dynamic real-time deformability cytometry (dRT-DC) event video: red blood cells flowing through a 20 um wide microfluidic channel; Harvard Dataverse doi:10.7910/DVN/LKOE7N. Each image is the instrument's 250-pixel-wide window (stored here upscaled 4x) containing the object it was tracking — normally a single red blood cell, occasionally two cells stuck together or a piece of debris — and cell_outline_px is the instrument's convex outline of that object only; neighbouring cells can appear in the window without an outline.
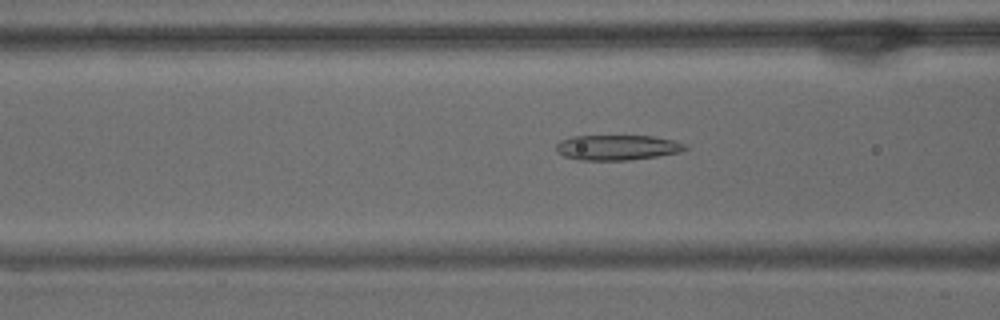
{"species": "common noctule bat (a hibernating species)", "species_latin": "Nyctalus noctula", "temperature_condition": "warm", "stored_images_in_passage": 55, "camera_frame_rate_fps": 3000, "um_per_image_px": 0.085, "animal": {"sex": "male", "body_mass_g": 15.6}, "frame": {"image": 1, "passage_image": 21, "time_ms": 6.667, "image_size_px": [1000, 320], "cell_outline_px": [[688, 148], [680, 152], [656, 156], [628, 160], [580, 160], [564, 156], [556, 152], [556, 144], [560, 140], [572, 136], [652, 136], [672, 140], [688, 144]], "centroid_in_image_um": [52.45, 12.53], "position_along_channel_um": 114.1, "area_um2": 18.96}}
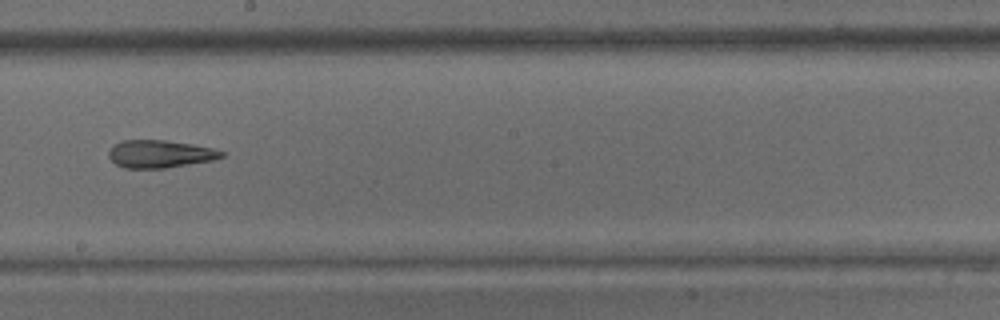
{"frame": {"image": 2, "passage_image": 31, "time_ms": 10.0, "image_size_px": [1000, 320], "cell_outline_px": [[224, 156], [212, 160], [164, 168], [124, 168], [116, 164], [108, 156], [108, 152], [112, 144], [124, 140], [164, 140], [192, 144], [212, 148], [224, 152]], "centroid_in_image_um": [13.55, 13.08], "position_along_channel_um": 234.6, "area_um2": 18.09}}
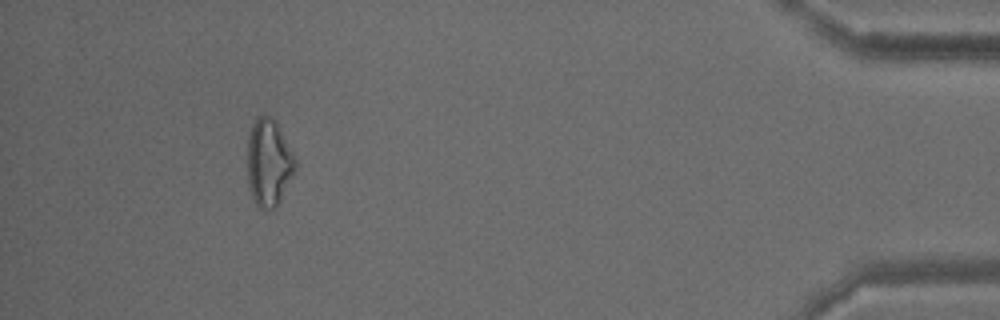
{"frame": {"image": 3, "passage_image": 51, "time_ms": 16.667, "image_size_px": [1000, 320], "cell_outline_px": [[296, 168], [280, 200], [272, 208], [260, 208], [256, 204], [252, 196], [248, 184], [248, 136], [252, 124], [256, 116], [264, 112], [276, 120], [296, 160]], "centroid_in_image_um": [22.83, 13.74], "position_along_channel_um": 412.4, "area_um2": 24.22}, "authors_computed_cell_mechanics": {"area_um2": 21.7328, "velocity_mm_per_s": 3.6082, "shape_relaxation_time_tau1_ms": null, "shape_relaxation_time_tau2_ms": 4.8937, "deformation_change_tau1": null, "deformation_change_tau2": 0.1718}}